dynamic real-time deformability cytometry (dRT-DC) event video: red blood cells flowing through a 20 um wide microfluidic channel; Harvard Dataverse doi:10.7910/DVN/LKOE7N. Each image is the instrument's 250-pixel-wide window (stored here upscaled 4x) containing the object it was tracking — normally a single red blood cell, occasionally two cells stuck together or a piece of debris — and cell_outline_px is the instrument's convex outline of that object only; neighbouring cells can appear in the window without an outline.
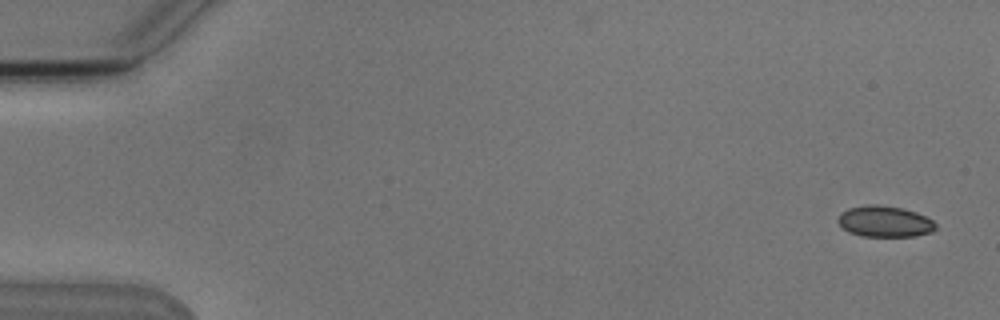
{"species": "Egyptian fruit bat (a non-hibernating species)", "species_latin": "Rousettus aegyptiacus", "temperature_condition": "cold", "stored_images_in_passage": 6, "camera_frame_rate_fps": 3000, "um_per_image_px": 0.085, "animal": {"sex": "male"}, "frame": {"image": 1, "passage_image": 1, "time_ms": 0.0, "image_size_px": [1000, 320], "cell_outline_px": [[936, 228], [932, 232], [916, 236], [860, 236], [848, 232], [836, 220], [840, 212], [848, 208], [868, 204], [876, 204], [904, 208], [916, 212], [932, 220], [936, 224]], "centroid_in_image_um": [75.18, 18.82], "position_along_channel_um": 9.8, "area_um2": 17.86}}